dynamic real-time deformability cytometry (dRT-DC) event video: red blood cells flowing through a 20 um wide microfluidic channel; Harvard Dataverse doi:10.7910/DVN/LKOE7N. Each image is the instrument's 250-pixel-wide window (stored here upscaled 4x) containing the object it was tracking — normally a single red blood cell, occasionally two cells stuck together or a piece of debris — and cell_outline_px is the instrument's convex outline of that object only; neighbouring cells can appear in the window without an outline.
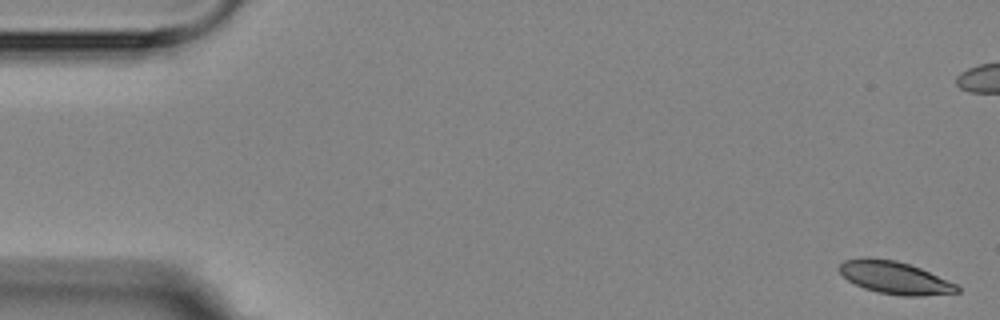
{"species": "Egyptian fruit bat (a non-hibernating species)", "species_latin": "Rousettus aegyptiacus", "temperature_condition": "room temperature", "stored_images_in_passage": 7, "camera_frame_rate_fps": 3000, "um_per_image_px": 0.085, "animal": {"sex": "female"}, "frame": {"image": 1, "passage_image": 1, "time_ms": 0.0, "image_size_px": [1000, 320], "cell_outline_px": [[960, 292], [920, 296], [904, 296], [880, 292], [864, 288], [848, 280], [840, 272], [840, 264], [844, 260], [860, 256], [872, 256], [896, 260], [920, 268], [960, 284]], "centroid_in_image_um": [76.09, 23.58], "position_along_channel_um": 8.9, "area_um2": 22.6}}